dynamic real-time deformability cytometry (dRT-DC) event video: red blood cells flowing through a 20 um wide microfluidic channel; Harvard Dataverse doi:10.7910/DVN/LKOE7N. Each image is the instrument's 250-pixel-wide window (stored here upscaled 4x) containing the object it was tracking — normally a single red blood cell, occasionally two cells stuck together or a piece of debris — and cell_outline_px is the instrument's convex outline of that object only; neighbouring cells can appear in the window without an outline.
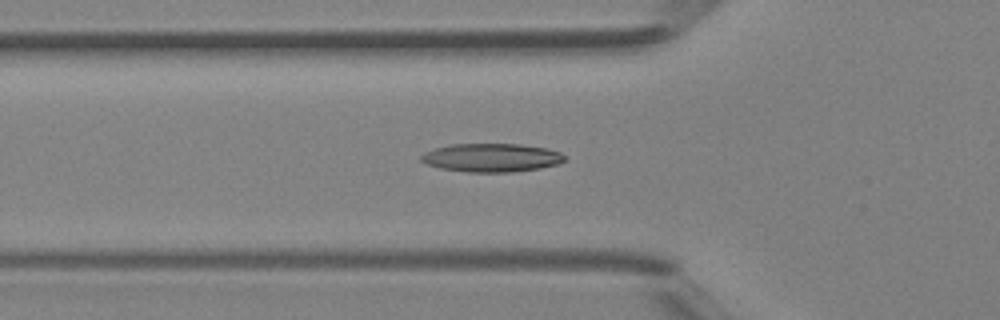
{"species": "Egyptian fruit bat (a non-hibernating species)", "species_latin": "Rousettus aegyptiacus", "temperature_condition": "room temperature", "stored_images_in_passage": 36, "camera_frame_rate_fps": 3000, "um_per_image_px": 0.085, "animal": {"sex": "female"}, "frame": {"image": 1, "passage_image": 9, "time_ms": 2.667, "image_size_px": [1000, 320], "cell_outline_px": [[564, 160], [560, 164], [540, 168], [512, 172], [468, 172], [440, 168], [428, 164], [420, 160], [420, 156], [424, 152], [436, 148], [452, 144], [520, 144], [548, 148], [560, 152], [564, 156]], "centroid_in_image_um": [41.79, 13.4], "position_along_channel_um": 84.0, "area_um2": 23.81}}
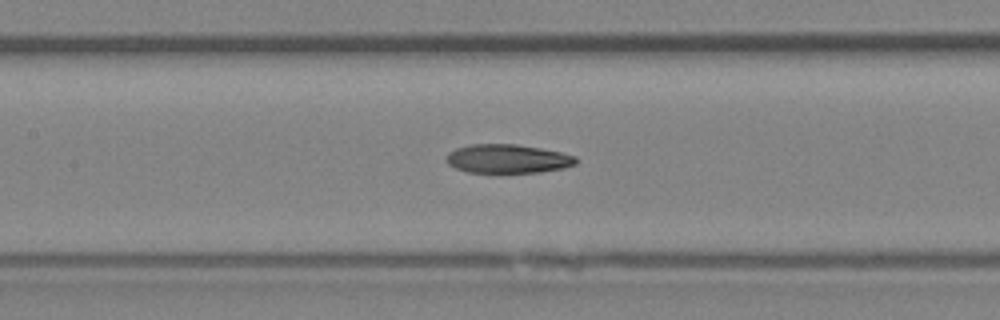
{"frame": {"image": 2, "passage_image": 14, "time_ms": 4.333, "image_size_px": [1000, 320], "cell_outline_px": [[576, 164], [564, 168], [540, 172], [468, 172], [456, 168], [448, 164], [444, 160], [448, 152], [456, 148], [468, 144], [516, 144], [540, 148], [560, 152], [576, 156]], "centroid_in_image_um": [43.12, 13.49], "position_along_channel_um": 164.3, "area_um2": 21.79}}
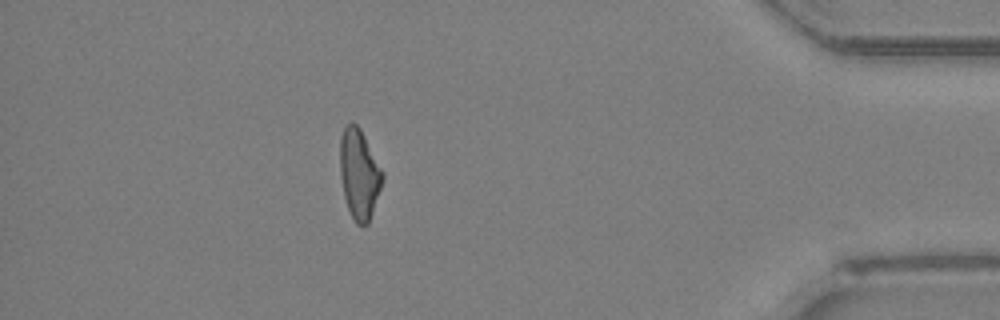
{"frame": {"image": 3, "passage_image": 32, "time_ms": 10.333, "image_size_px": [1000, 320], "cell_outline_px": [[384, 180], [368, 224], [364, 228], [356, 224], [348, 208], [344, 196], [340, 176], [340, 136], [344, 128], [352, 120], [360, 128], [384, 172]], "centroid_in_image_um": [30.54, 14.8], "position_along_channel_um": 404.7, "area_um2": 22.48}}